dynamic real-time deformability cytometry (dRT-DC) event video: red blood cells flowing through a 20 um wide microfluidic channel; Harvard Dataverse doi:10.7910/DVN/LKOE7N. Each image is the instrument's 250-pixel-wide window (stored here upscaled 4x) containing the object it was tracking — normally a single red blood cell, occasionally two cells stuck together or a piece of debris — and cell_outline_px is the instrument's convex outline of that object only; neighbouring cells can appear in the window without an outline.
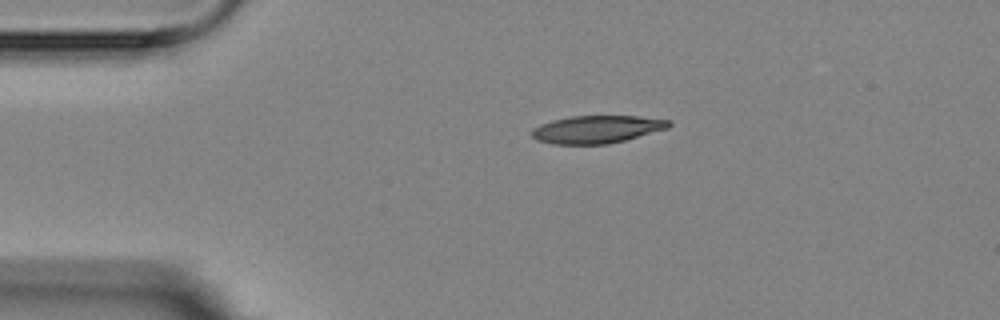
{"species": "Egyptian fruit bat (a non-hibernating species)", "species_latin": "Rousettus aegyptiacus", "temperature_condition": "room temperature", "stored_images_in_passage": 2, "camera_frame_rate_fps": 3000, "um_per_image_px": 0.085, "animal": {"sex": "female"}, "frame": {"image": 1, "passage_image": 2, "time_ms": 2.0, "image_size_px": [1000, 320], "cell_outline_px": [[672, 124], [668, 128], [624, 140], [608, 144], [552, 144], [536, 140], [532, 136], [532, 128], [540, 124], [552, 120], [572, 116], [640, 116], [672, 120]], "centroid_in_image_um": [50.73, 10.99], "position_along_channel_um": 34.3, "area_um2": 22.14}}